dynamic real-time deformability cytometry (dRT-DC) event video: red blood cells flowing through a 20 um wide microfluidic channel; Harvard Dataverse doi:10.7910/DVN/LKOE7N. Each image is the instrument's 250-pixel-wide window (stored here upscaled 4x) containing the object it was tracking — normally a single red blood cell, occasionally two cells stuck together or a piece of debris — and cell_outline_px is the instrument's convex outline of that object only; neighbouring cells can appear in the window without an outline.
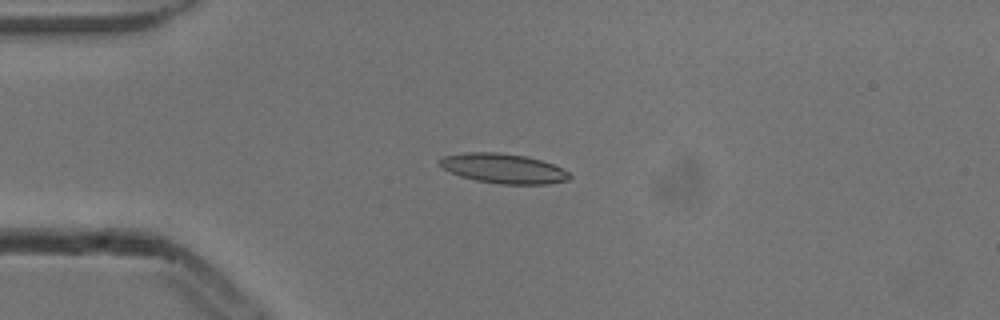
{"species": "common noctule bat (a hibernating species)", "species_latin": "Nyctalus noctula", "temperature_condition": "cold", "stored_images_in_passage": 5, "camera_frame_rate_fps": 3000, "um_per_image_px": 0.085, "animal": {"sex": "male", "body_mass_g": 13.3}, "frame": {"image": 1, "passage_image": 3, "time_ms": 0.667, "image_size_px": [1000, 320], "cell_outline_px": [[572, 176], [568, 180], [548, 184], [500, 184], [476, 180], [460, 176], [440, 168], [440, 160], [444, 156], [464, 152], [496, 152], [524, 156], [540, 160], [564, 168]], "centroid_in_image_um": [42.79, 14.32], "position_along_channel_um": 42.2, "area_um2": 22.48}}
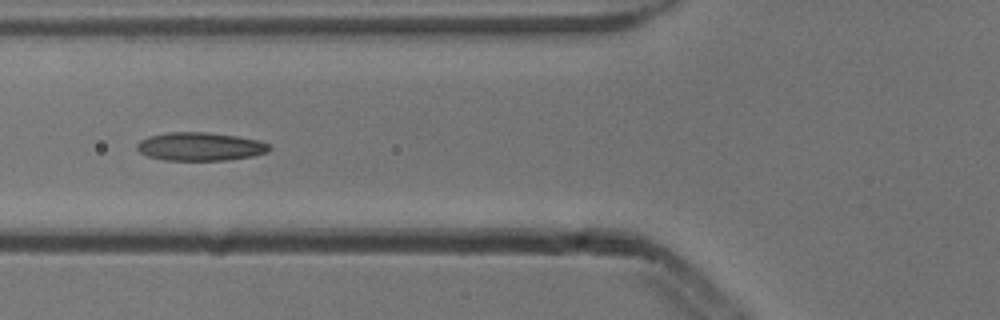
{"frame": {"image": 2, "passage_image": 5, "time_ms": 1.333, "image_size_px": [1000, 320], "cell_outline_px": [[272, 148], [268, 152], [252, 156], [224, 160], [164, 160], [148, 156], [140, 152], [136, 148], [136, 144], [140, 140], [148, 136], [168, 132], [208, 132], [236, 136], [260, 140], [268, 144]], "centroid_in_image_um": [17.01, 12.45], "position_along_channel_um": 108.8, "area_um2": 21.91}}